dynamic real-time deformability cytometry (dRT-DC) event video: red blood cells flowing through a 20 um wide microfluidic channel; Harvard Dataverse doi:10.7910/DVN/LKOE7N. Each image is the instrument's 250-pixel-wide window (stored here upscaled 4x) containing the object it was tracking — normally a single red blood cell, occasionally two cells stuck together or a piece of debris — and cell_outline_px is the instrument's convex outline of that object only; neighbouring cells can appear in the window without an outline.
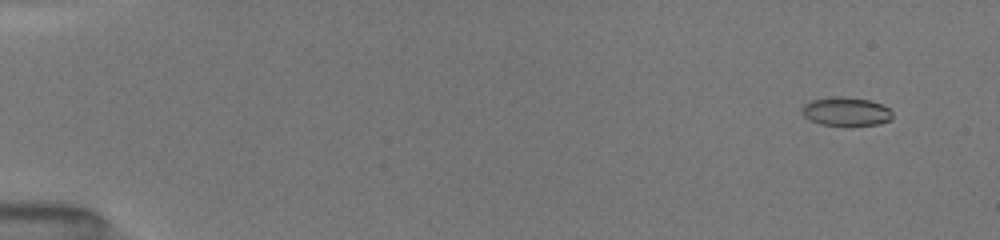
{"species": "common noctule bat (a hibernating species)", "species_latin": "Nyctalus noctula", "temperature_condition": "room temperature", "stored_images_in_passage": 20, "camera_frame_rate_fps": 3000, "um_per_image_px": 0.085, "animal": {"sex": "female", "body_mass_g": 19.5, "forearm_length_mm": 54.1}, "frame": {"image": 1, "passage_image": 4, "time_ms": 1.0, "image_size_px": [1000, 240], "cell_outline_px": [[892, 120], [880, 124], [852, 128], [820, 124], [808, 120], [800, 112], [800, 108], [804, 104], [812, 100], [828, 96], [844, 96], [868, 100], [880, 104], [888, 108], [892, 112]], "centroid_in_image_um": [71.89, 9.52], "position_along_channel_um": 13.1, "area_um2": 15.95}}
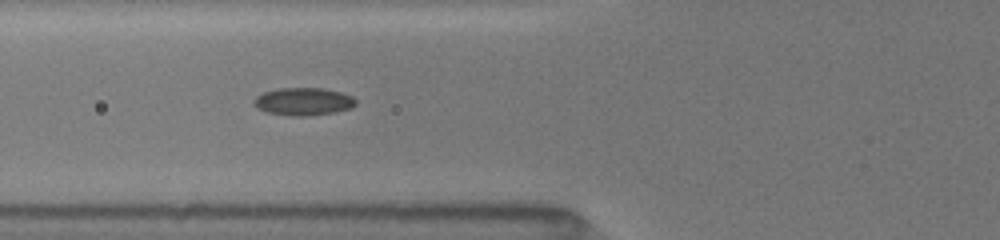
{"frame": {"image": 2, "passage_image": 16, "time_ms": 6.667, "image_size_px": [1000, 240], "cell_outline_px": [[356, 104], [352, 108], [336, 112], [308, 116], [292, 116], [264, 112], [256, 108], [252, 104], [252, 100], [256, 96], [264, 92], [280, 88], [324, 88], [340, 92], [352, 96], [356, 100]], "centroid_in_image_um": [25.76, 8.64], "position_along_channel_um": 100.0, "area_um2": 16.7}}
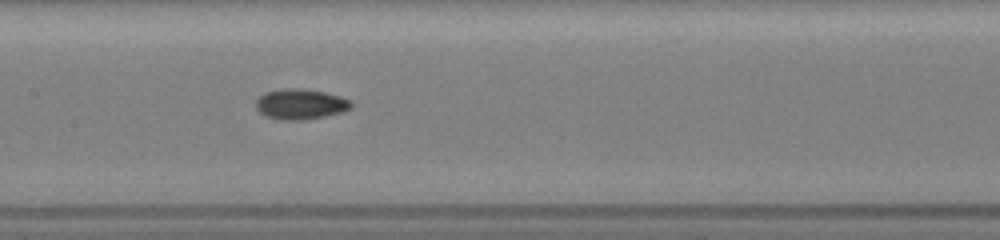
{"frame": {"image": 3, "passage_image": 20, "time_ms": 8.667, "image_size_px": [1000, 240], "cell_outline_px": [[352, 108], [344, 112], [324, 116], [300, 120], [284, 120], [264, 116], [256, 108], [256, 100], [264, 92], [284, 88], [292, 88], [324, 92], [340, 96], [352, 100]], "centroid_in_image_um": [25.55, 8.85], "position_along_channel_um": 181.8, "area_um2": 16.88}}